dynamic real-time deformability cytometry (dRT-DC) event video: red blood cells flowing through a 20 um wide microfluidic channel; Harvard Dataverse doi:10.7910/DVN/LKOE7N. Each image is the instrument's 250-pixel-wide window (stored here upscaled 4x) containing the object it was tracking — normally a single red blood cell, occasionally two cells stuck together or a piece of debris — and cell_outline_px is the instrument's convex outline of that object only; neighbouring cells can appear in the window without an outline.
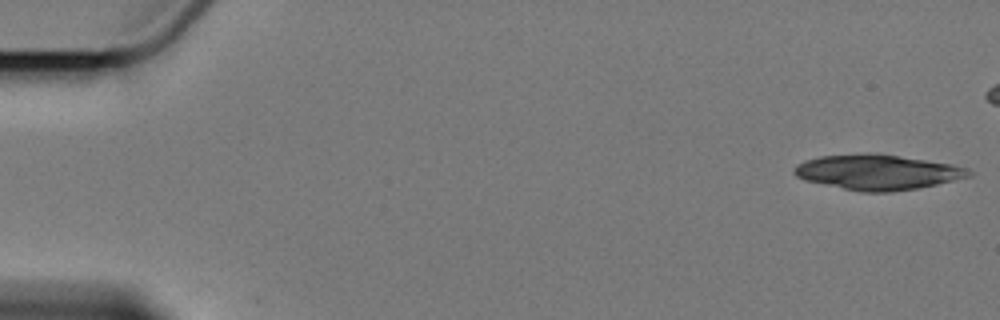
{"species": "Egyptian fruit bat (a non-hibernating species)", "species_latin": "Rousettus aegyptiacus", "temperature_condition": "cold", "stored_images_in_passage": 14, "camera_frame_rate_fps": 3000, "um_per_image_px": 0.085, "animal": {"sex": "female"}, "frame": {"image": 1, "passage_image": 1, "time_ms": 0.0, "image_size_px": [1000, 320], "cell_outline_px": [[972, 176], [936, 184], [916, 188], [892, 192], [864, 192], [804, 180], [796, 176], [792, 172], [792, 168], [796, 164], [804, 160], [820, 156], [900, 156], [952, 164], [968, 168], [972, 172]], "centroid_in_image_um": [74.6, 14.67], "position_along_channel_um": 10.4, "area_um2": 34.62}}
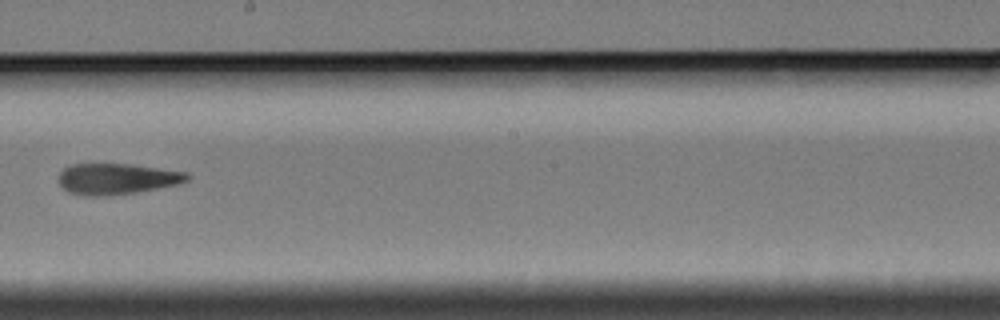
{"frame": {"image": 2, "passage_image": 9, "time_ms": 11.0, "image_size_px": [1000, 320], "cell_outline_px": [[188, 180], [180, 184], [132, 192], [104, 196], [84, 196], [68, 192], [60, 184], [60, 172], [64, 168], [72, 164], [132, 164], [188, 172]], "centroid_in_image_um": [9.93, 15.19], "position_along_channel_um": 238.3, "area_um2": 23.0}}
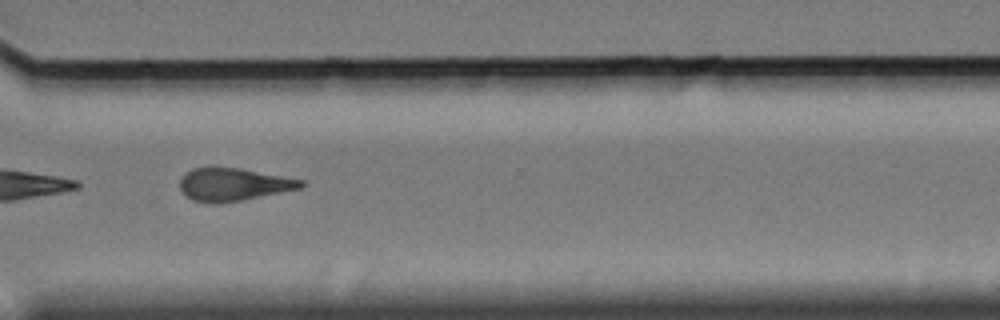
{"frame": {"image": 3, "passage_image": 12, "time_ms": 14.333, "image_size_px": [1000, 320], "cell_outline_px": [[308, 184], [300, 188], [220, 204], [208, 204], [192, 200], [180, 188], [180, 180], [184, 172], [192, 168], [240, 168], [304, 180]], "centroid_in_image_um": [19.83, 15.68], "position_along_channel_um": 350.8, "area_um2": 23.0}, "authors_computed_cell_mechanics": {"area_um2": 23.7558, "velocity_mm_per_s": 3.3781, "shape_relaxation_time_tau1_ms": 6.2985, "shape_relaxation_time_tau2_ms": 5.0726, "deformation_change_tau1": 0.1442, "deformation_change_tau2": 0.1436}}